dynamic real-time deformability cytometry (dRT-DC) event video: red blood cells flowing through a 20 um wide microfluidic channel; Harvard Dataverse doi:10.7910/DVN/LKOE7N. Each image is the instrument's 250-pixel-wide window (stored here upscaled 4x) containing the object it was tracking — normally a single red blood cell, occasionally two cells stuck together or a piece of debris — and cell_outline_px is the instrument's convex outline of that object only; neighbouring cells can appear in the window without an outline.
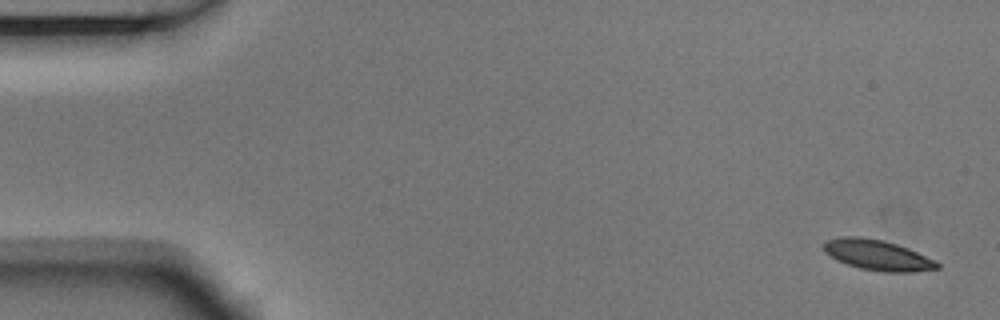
{"species": "Egyptian fruit bat (a non-hibernating species)", "species_latin": "Rousettus aegyptiacus", "temperature_condition": "room temperature", "stored_images_in_passage": 5, "camera_frame_rate_fps": 3000, "um_per_image_px": 0.085, "animal": {"sex": "male"}, "frame": {"image": 1, "passage_image": 1, "time_ms": 0.0, "image_size_px": [1000, 320], "cell_outline_px": [[940, 268], [912, 272], [884, 272], [860, 268], [836, 260], [824, 252], [824, 240], [840, 236], [860, 236], [880, 240], [896, 244], [908, 248], [936, 260], [940, 264]], "centroid_in_image_um": [74.58, 21.68], "position_along_channel_um": 10.4, "area_um2": 20.17}}
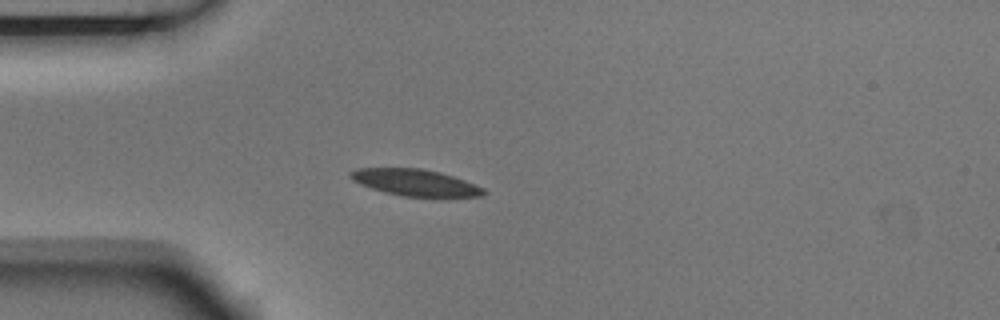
{"frame": {"image": 2, "passage_image": 4, "time_ms": 1.0, "image_size_px": [1000, 320], "cell_outline_px": [[488, 192], [480, 196], [404, 196], [384, 192], [360, 184], [352, 180], [348, 176], [348, 172], [356, 168], [420, 168], [440, 172], [464, 180], [484, 188]], "centroid_in_image_um": [35.24, 15.5], "position_along_channel_um": 49.8, "area_um2": 20.46}}